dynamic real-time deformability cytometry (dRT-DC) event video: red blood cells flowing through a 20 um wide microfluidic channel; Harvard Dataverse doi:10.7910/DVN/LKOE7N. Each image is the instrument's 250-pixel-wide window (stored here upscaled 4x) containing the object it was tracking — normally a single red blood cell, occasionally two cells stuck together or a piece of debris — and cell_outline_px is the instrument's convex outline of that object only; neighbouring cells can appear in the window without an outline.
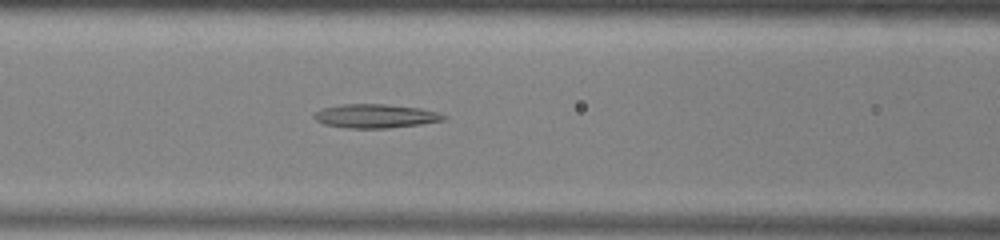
{"species": "common noctule bat (a hibernating species)", "species_latin": "Nyctalus noctula", "temperature_condition": "warm", "stored_images_in_passage": 50, "camera_frame_rate_fps": 3000, "um_per_image_px": 0.085, "animal": {"sex": "male", "body_mass_g": 13.0, "forearm_length_mm": 53.1}, "frame": {"image": 1, "passage_image": 20, "time_ms": 6.333, "image_size_px": [1000, 240], "cell_outline_px": [[448, 116], [444, 120], [420, 124], [388, 128], [348, 128], [324, 124], [316, 120], [312, 116], [316, 112], [324, 108], [344, 104], [384, 104], [420, 108], [436, 112]], "centroid_in_image_um": [31.92, 9.86], "position_along_channel_um": 134.7, "area_um2": 17.8}}
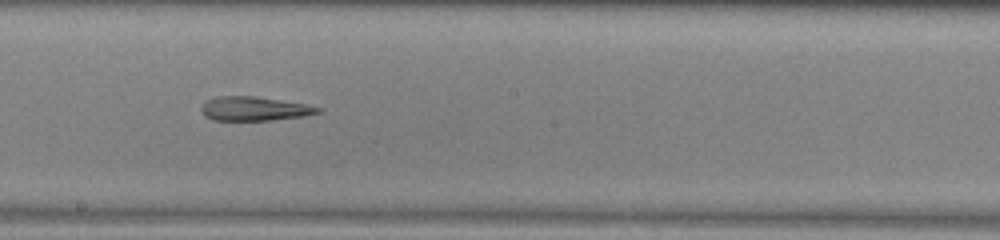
{"frame": {"image": 2, "passage_image": 27, "time_ms": 8.667, "image_size_px": [1000, 240], "cell_outline_px": [[324, 112], [304, 116], [272, 120], [212, 120], [204, 116], [200, 108], [208, 100], [216, 96], [256, 96], [304, 104], [324, 108]], "centroid_in_image_um": [21.65, 9.24], "position_along_channel_um": 226.5, "area_um2": 16.42}}
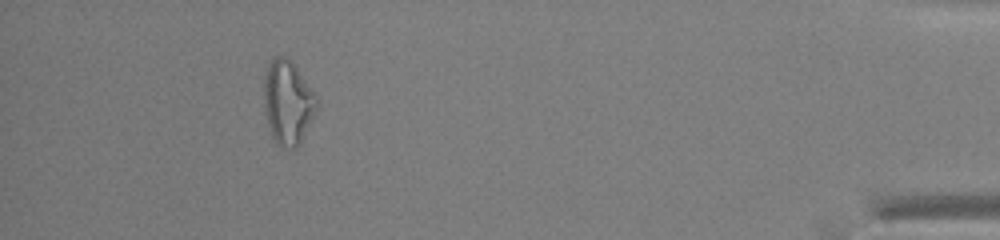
{"frame": {"image": 3, "passage_image": 46, "time_ms": 15.0, "image_size_px": [1000, 240], "cell_outline_px": [[320, 100], [312, 120], [300, 144], [296, 148], [284, 148], [276, 144], [272, 136], [268, 124], [264, 108], [264, 76], [272, 60], [276, 56], [288, 56]], "centroid_in_image_um": [24.48, 8.72], "position_along_channel_um": 410.7, "area_um2": 25.95}, "authors_computed_cell_mechanics": {"area_um2": 20.519, "velocity_mm_per_s": 3.9523, "shape_relaxation_time_tau1_ms": null, "shape_relaxation_time_tau2_ms": 4.7886, "deformation_change_tau1": null, "deformation_change_tau2": 0.2041}}